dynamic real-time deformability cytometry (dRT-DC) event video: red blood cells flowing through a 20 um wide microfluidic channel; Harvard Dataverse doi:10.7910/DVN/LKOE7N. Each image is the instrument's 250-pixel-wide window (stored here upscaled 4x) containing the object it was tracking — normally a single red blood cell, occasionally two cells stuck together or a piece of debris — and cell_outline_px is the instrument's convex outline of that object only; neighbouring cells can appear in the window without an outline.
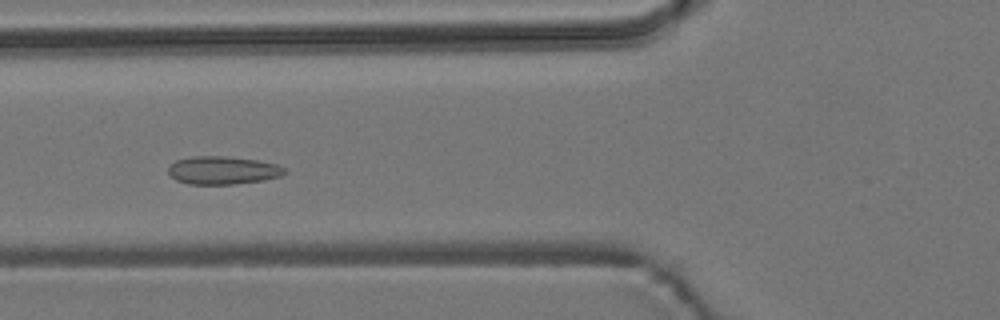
{"species": "common noctule bat (a hibernating species)", "species_latin": "Nyctalus noctula", "temperature_condition": "room temperature", "stored_images_in_passage": 52, "camera_frame_rate_fps": 3000, "um_per_image_px": 0.085, "animal": {"sex": "male", "body_mass_g": 19.2, "forearm_length_mm": 51.8}, "frame": {"image": 1, "passage_image": 18, "time_ms": 5.667, "image_size_px": [1000, 320], "cell_outline_px": [[288, 172], [280, 176], [264, 180], [236, 184], [188, 184], [176, 180], [168, 172], [168, 168], [176, 160], [192, 156], [224, 156], [256, 160], [276, 164], [288, 168]], "centroid_in_image_um": [18.97, 14.48], "position_along_channel_um": 106.8, "area_um2": 19.07}}
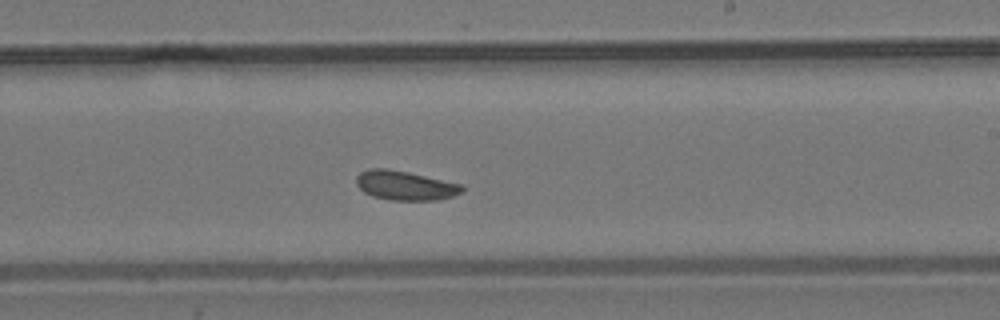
{"frame": {"image": 2, "passage_image": 30, "time_ms": 9.667, "image_size_px": [1000, 320], "cell_outline_px": [[464, 192], [440, 200], [392, 200], [372, 196], [364, 192], [356, 184], [356, 176], [360, 172], [368, 168], [388, 168], [408, 172], [460, 184], [464, 188]], "centroid_in_image_um": [34.41, 15.76], "position_along_channel_um": 254.6, "area_um2": 18.09}}
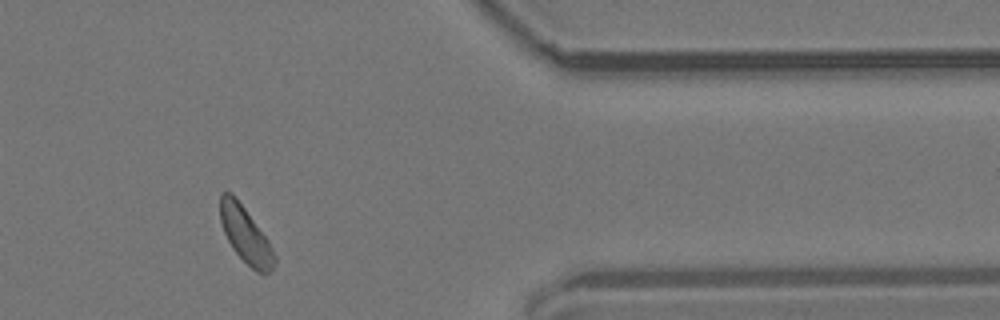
{"frame": {"image": 3, "passage_image": 43, "time_ms": 14.0, "image_size_px": [1000, 320], "cell_outline_px": [[276, 260], [272, 272], [256, 272], [232, 248], [224, 232], [220, 220], [220, 192], [232, 192], [268, 240], [276, 256]], "centroid_in_image_um": [20.87, 19.96], "position_along_channel_um": 390.5, "area_um2": 17.46}, "authors_computed_cell_mechanics": {"area_um2": 18.1203, "velocity_mm_per_s": 3.6878, "shape_relaxation_time_tau1_ms": 2.3726, "shape_relaxation_time_tau2_ms": null, "deformation_change_tau1": 0.064, "deformation_change_tau2": null}}